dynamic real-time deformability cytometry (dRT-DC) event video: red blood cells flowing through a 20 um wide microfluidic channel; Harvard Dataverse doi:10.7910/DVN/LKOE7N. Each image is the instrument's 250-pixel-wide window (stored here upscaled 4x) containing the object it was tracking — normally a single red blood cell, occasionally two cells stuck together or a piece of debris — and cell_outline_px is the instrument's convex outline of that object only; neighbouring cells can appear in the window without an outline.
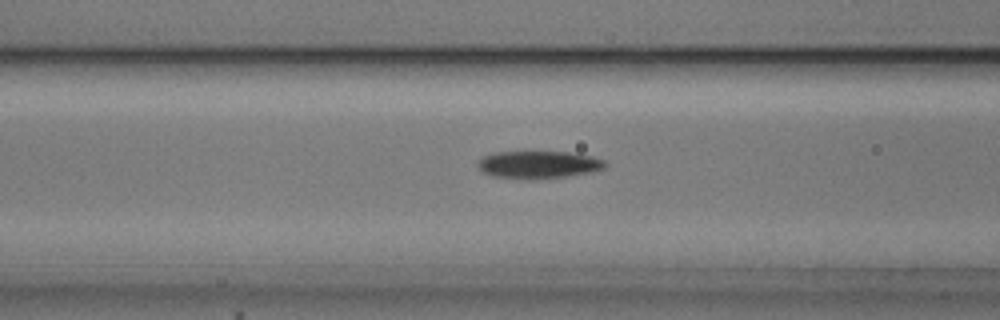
{"species": "common noctule bat (a hibernating species)", "species_latin": "Nyctalus noctula", "temperature_condition": "cold", "stored_images_in_passage": 54, "camera_frame_rate_fps": 3000, "um_per_image_px": 0.085, "animal": {"sex": "male", "body_mass_g": 20.5, "forearm_length_mm": 52.5}, "frame": {"image": 1, "passage_image": 20, "time_ms": 6.333, "image_size_px": [1000, 320], "cell_outline_px": [[608, 164], [604, 168], [588, 172], [568, 176], [536, 180], [528, 180], [492, 176], [484, 172], [476, 164], [484, 156], [496, 152], [568, 152], [592, 156], [604, 160]], "centroid_in_image_um": [45.78, 14.01], "position_along_channel_um": 120.8, "area_um2": 20.46}}
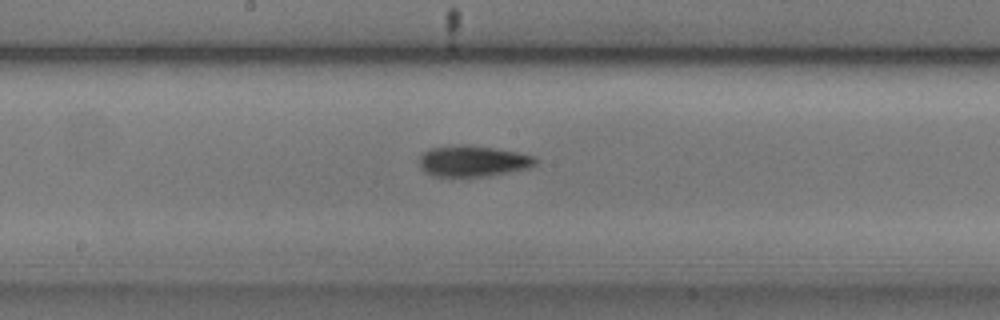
{"frame": {"image": 2, "passage_image": 27, "time_ms": 8.667, "image_size_px": [1000, 320], "cell_outline_px": [[536, 164], [528, 168], [488, 176], [432, 176], [424, 172], [420, 168], [420, 156], [428, 148], [460, 144], [464, 144], [520, 152], [536, 156]], "centroid_in_image_um": [40.18, 13.68], "position_along_channel_um": 208.0, "area_um2": 21.1}}
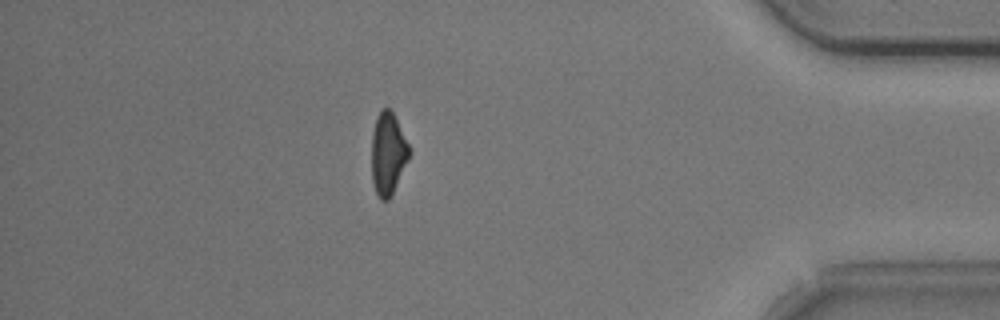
{"frame": {"image": 3, "passage_image": 46, "time_ms": 15.0, "image_size_px": [1000, 320], "cell_outline_px": [[412, 152], [388, 200], [380, 200], [376, 192], [372, 180], [372, 132], [376, 116], [380, 108], [388, 108], [392, 112]], "centroid_in_image_um": [32.96, 13.03], "position_along_channel_um": 402.2, "area_um2": 17.8}}